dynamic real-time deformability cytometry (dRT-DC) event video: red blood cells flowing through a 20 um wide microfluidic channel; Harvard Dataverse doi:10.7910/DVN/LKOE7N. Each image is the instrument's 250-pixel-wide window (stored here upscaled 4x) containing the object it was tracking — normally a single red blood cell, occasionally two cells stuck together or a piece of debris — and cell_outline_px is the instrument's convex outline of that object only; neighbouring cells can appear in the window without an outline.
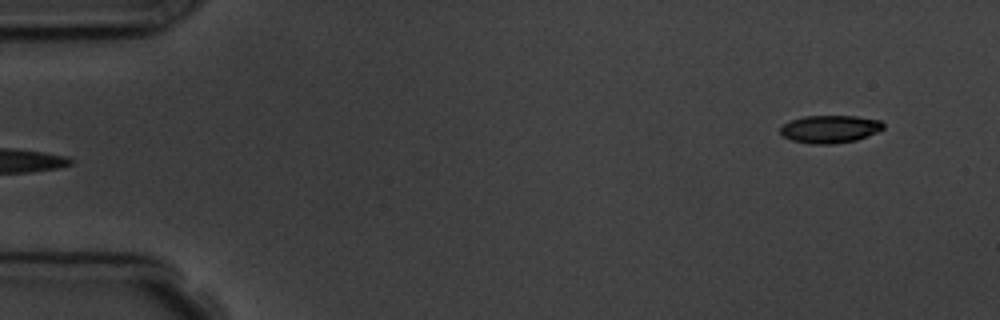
{"species": "common noctule bat (a hibernating species)", "species_latin": "Nyctalus noctula", "temperature_condition": "room temperature", "stored_images_in_passage": 6, "segment_of_instrument_passage": [2, 2], "camera_frame_rate_fps": 3000, "um_per_image_px": 0.085, "animal": {"sex": "male", "body_mass_g": 19.5, "forearm_length_mm": 54.6}, "frame": {"image": 1, "passage_image": 6, "time_ms": 5.667, "image_size_px": [1000, 320], "cell_outline_px": [[884, 128], [876, 132], [856, 140], [832, 144], [812, 144], [792, 140], [784, 136], [780, 132], [780, 128], [784, 124], [792, 120], [804, 116], [856, 116], [880, 120], [884, 124]], "centroid_in_image_um": [70.55, 10.97], "position_along_channel_um": 14.4, "area_um2": 16.47}}